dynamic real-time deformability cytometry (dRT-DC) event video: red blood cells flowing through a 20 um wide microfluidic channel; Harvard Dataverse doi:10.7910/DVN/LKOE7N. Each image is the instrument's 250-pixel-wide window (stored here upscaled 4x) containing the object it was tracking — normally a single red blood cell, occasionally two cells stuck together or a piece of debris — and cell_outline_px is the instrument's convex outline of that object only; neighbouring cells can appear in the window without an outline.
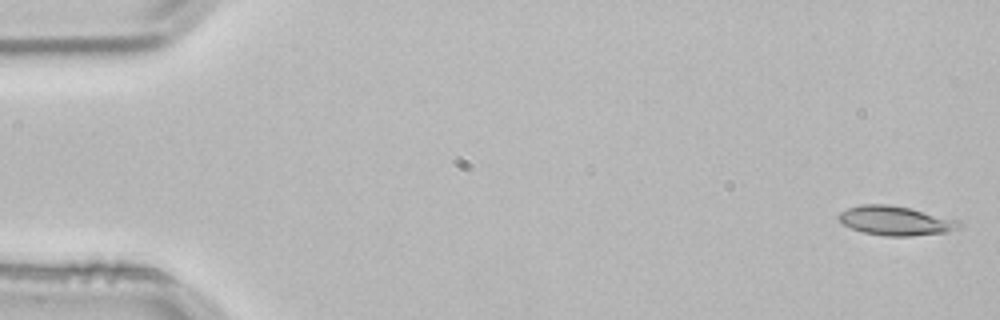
{"species": "common noctule bat (a hibernating species)", "species_latin": "Nyctalus noctula", "temperature_condition": "room temperature", "stored_images_in_passage": 4, "camera_frame_rate_fps": 3000, "um_per_image_px": 0.085, "animal": {"sex": "male", "body_mass_g": 21.5, "forearm_length_mm": 52.0}, "frame": {"image": 1, "passage_image": 1, "time_ms": 0.0, "image_size_px": [1000, 320], "cell_outline_px": [[964, 224], [948, 232], [908, 236], [884, 236], [864, 232], [840, 224], [836, 216], [840, 212], [848, 208], [860, 204], [888, 204], [908, 208], [960, 220]], "centroid_in_image_um": [76.08, 18.76], "position_along_channel_um": 8.9, "area_um2": 20.58}}
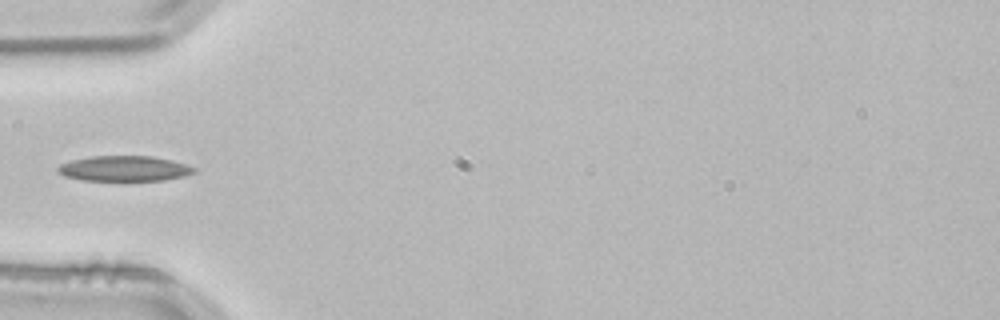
{"frame": {"image": 2, "passage_image": 4, "time_ms": 1.0, "image_size_px": [1000, 320], "cell_outline_px": [[196, 172], [184, 176], [164, 180], [84, 180], [64, 176], [56, 172], [56, 168], [60, 164], [72, 160], [92, 156], [152, 156], [184, 164], [196, 168]], "centroid_in_image_um": [10.52, 14.32], "position_along_channel_um": 74.5, "area_um2": 19.94}}